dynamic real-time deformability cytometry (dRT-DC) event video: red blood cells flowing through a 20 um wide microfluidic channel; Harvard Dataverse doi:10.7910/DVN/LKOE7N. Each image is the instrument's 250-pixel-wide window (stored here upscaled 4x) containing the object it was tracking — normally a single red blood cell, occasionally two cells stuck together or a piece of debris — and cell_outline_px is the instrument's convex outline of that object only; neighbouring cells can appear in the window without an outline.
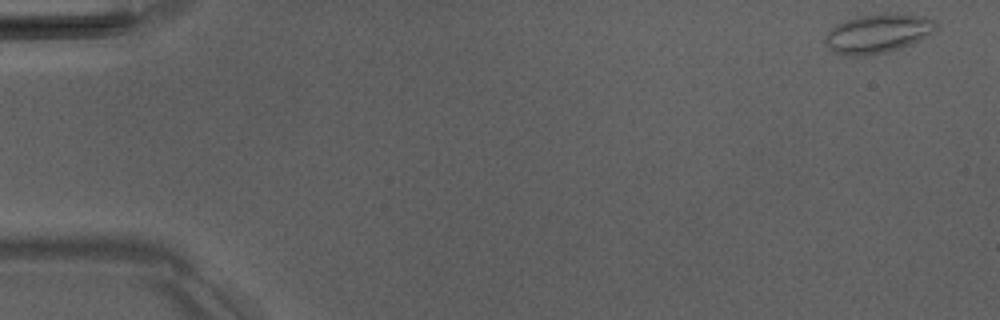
{"species": "Egyptian fruit bat (a non-hibernating species)", "species_latin": "Rousettus aegyptiacus", "temperature_condition": "room temperature", "stored_images_in_passage": 51, "camera_frame_rate_fps": 3000, "um_per_image_px": 0.085, "animal": {"sex": "male"}, "frame": {"image": 1, "passage_image": 1, "time_ms": 0.0, "image_size_px": [1000, 320], "cell_outline_px": [[936, 28], [932, 32], [920, 40], [884, 52], [864, 56], [856, 56], [832, 52], [824, 44], [824, 36], [836, 24], [856, 16], [920, 16], [936, 20]], "centroid_in_image_um": [74.53, 2.89], "position_along_channel_um": 10.5, "area_um2": 24.16}}
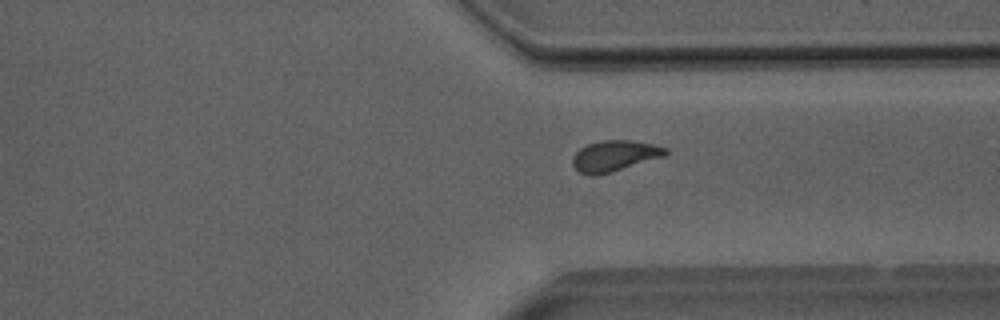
{"frame": {"image": 2, "passage_image": 38, "time_ms": 12.333, "image_size_px": [1000, 320], "cell_outline_px": [[668, 156], [612, 172], [596, 176], [588, 176], [580, 172], [572, 164], [572, 156], [580, 148], [588, 144], [600, 140], [632, 140], [652, 144], [668, 148]], "centroid_in_image_um": [52.27, 13.26], "position_along_channel_um": 359.1, "area_um2": 17.11}}
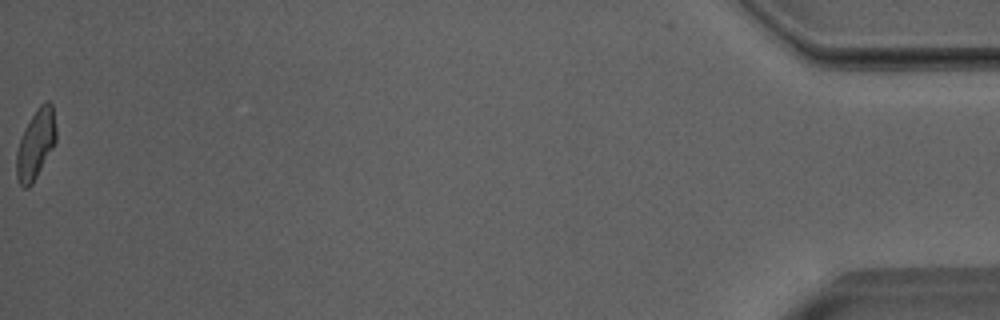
{"frame": {"image": 3, "passage_image": 51, "time_ms": 16.667, "image_size_px": [1000, 320], "cell_outline_px": [[56, 140], [52, 148], [32, 184], [28, 188], [24, 188], [20, 184], [16, 176], [16, 152], [24, 128], [36, 108], [40, 104], [48, 100], [52, 104], [56, 128]], "centroid_in_image_um": [3.02, 12.23], "position_along_channel_um": 432.2, "area_um2": 15.95}, "authors_computed_cell_mechanics": {"area_um2": 16.7042, "velocity_mm_per_s": 4.0048, "shape_relaxation_time_tau1_ms": 8.0178, "shape_relaxation_time_tau2_ms": 1.5328, "deformation_change_tau1": 0.1852, "deformation_change_tau2": 0.0654}}